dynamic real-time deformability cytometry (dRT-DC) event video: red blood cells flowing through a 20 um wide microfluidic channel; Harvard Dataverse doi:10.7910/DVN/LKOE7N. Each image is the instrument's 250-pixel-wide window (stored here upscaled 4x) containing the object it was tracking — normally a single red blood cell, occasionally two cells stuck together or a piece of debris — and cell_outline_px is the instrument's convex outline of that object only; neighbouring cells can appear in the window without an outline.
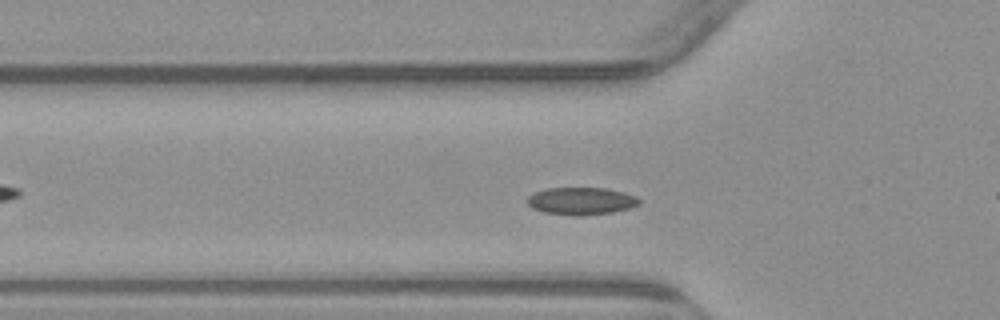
{"species": "common noctule bat (a hibernating species)", "species_latin": "Nyctalus noctula", "temperature_condition": "warm", "stored_images_in_passage": 48, "camera_frame_rate_fps": 3000, "um_per_image_px": 0.085, "animal": {"sex": "male", "body_mass_g": 23.1, "forearm_length_mm": 52.7}, "frame": {"image": 1, "passage_image": 11, "time_ms": 3.333, "image_size_px": [1000, 320], "cell_outline_px": [[640, 204], [628, 208], [612, 212], [584, 216], [572, 216], [544, 212], [532, 208], [528, 204], [528, 196], [532, 192], [548, 188], [608, 188], [624, 192], [636, 196], [640, 200]], "centroid_in_image_um": [49.39, 17.09], "position_along_channel_um": 76.4, "area_um2": 18.03}}
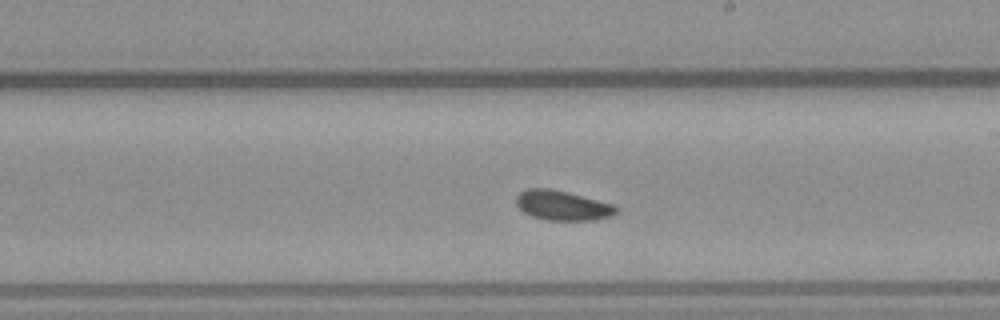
{"frame": {"image": 2, "passage_image": 24, "time_ms": 7.667, "image_size_px": [1000, 320], "cell_outline_px": [[620, 208], [612, 216], [592, 220], [548, 220], [532, 216], [524, 212], [516, 204], [516, 196], [520, 192], [528, 188], [552, 188], [612, 204]], "centroid_in_image_um": [47.8, 17.46], "position_along_channel_um": 241.2, "area_um2": 17.22}}
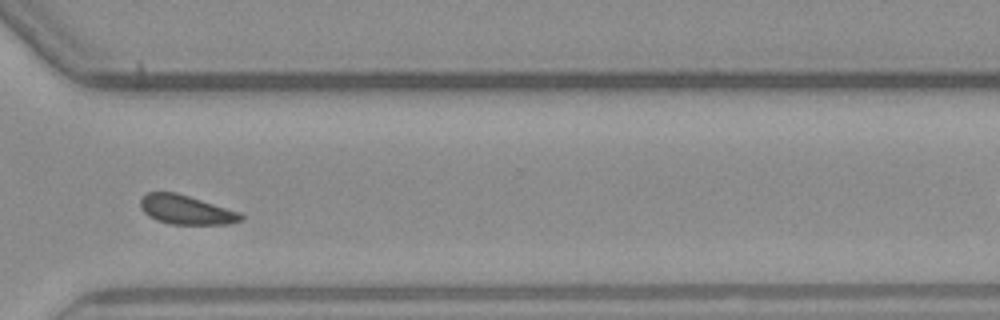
{"frame": {"image": 3, "passage_image": 33, "time_ms": 10.667, "image_size_px": [1000, 320], "cell_outline_px": [[244, 220], [228, 224], [168, 224], [156, 220], [148, 216], [140, 208], [140, 200], [148, 192], [176, 192], [240, 212], [244, 216]], "centroid_in_image_um": [15.82, 17.84], "position_along_channel_um": 354.8, "area_um2": 17.11}, "authors_computed_cell_mechanics": {"area_um2": 17.2533, "velocity_mm_per_s": 3.7879, "shape_relaxation_time_tau1_ms": 3.6372, "shape_relaxation_time_tau2_ms": null, "deformation_change_tau1": 0.0534, "deformation_change_tau2": null}}